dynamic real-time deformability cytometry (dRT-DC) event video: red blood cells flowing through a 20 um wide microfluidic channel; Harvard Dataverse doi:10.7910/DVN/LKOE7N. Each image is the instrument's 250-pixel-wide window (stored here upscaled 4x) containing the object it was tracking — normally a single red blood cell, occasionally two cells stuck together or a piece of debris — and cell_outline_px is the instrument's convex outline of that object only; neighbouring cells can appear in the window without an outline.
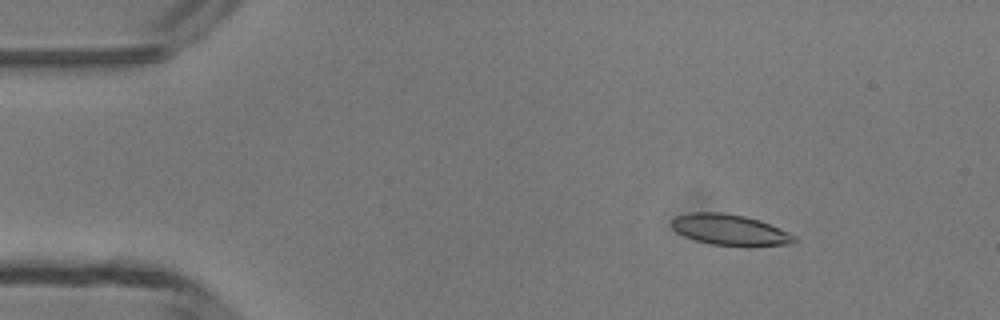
{"species": "common noctule bat (a hibernating species)", "species_latin": "Nyctalus noctula", "temperature_condition": "room temperature", "stored_images_in_passage": 4, "camera_frame_rate_fps": 3000, "um_per_image_px": 0.085, "animal": {"sex": "male", "body_mass_g": 13.3}, "frame": {"image": 1, "passage_image": 2, "time_ms": 1.333, "image_size_px": [1000, 320], "cell_outline_px": [[796, 240], [792, 244], [748, 248], [744, 248], [712, 244], [696, 240], [684, 236], [676, 232], [672, 228], [672, 220], [676, 216], [688, 212], [720, 212], [744, 216], [760, 220], [788, 232], [796, 236]], "centroid_in_image_um": [62.07, 19.57], "position_along_channel_um": 22.9, "area_um2": 22.6}}